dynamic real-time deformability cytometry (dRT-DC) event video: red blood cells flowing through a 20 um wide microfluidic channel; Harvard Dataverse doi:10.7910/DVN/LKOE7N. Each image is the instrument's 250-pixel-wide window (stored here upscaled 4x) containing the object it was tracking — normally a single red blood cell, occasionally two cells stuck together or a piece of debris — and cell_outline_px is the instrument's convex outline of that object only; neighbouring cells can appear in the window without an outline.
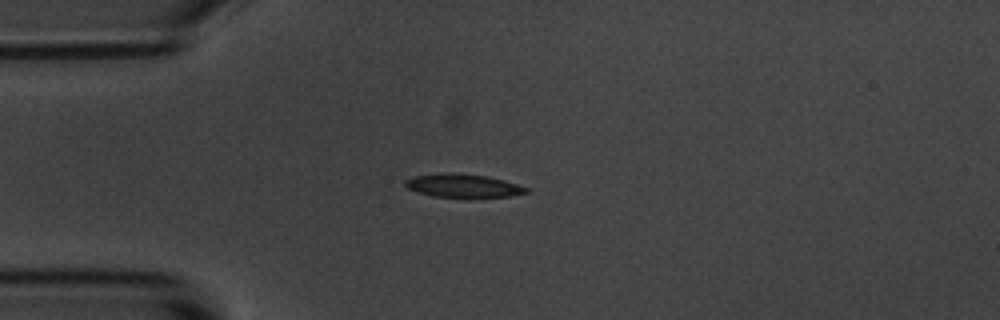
{"species": "common noctule bat (a hibernating species)", "species_latin": "Nyctalus noctula", "temperature_condition": "room temperature", "stored_images_in_passage": 6, "camera_frame_rate_fps": 3000, "um_per_image_px": 0.085, "animal": {"sex": "male", "body_mass_g": 20.1, "forearm_length_mm": 53.5}, "frame": {"image": 1, "passage_image": 3, "time_ms": 2.333, "image_size_px": [1000, 320], "cell_outline_px": [[528, 192], [508, 196], [432, 196], [416, 192], [408, 188], [404, 184], [404, 180], [412, 176], [448, 172], [452, 172], [488, 176], [504, 180], [528, 188]], "centroid_in_image_um": [39.29, 15.75], "position_along_channel_um": 45.7, "area_um2": 16.18}}
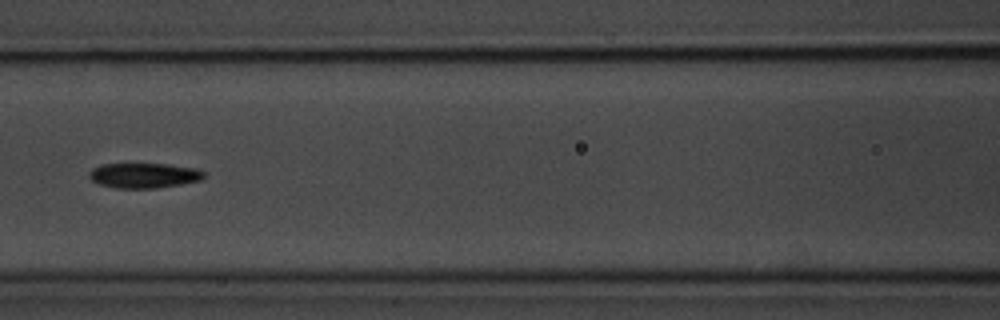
{"frame": {"image": 2, "passage_image": 6, "time_ms": 5.667, "image_size_px": [1000, 320], "cell_outline_px": [[204, 176], [200, 180], [180, 184], [156, 188], [116, 188], [100, 184], [92, 180], [88, 176], [88, 172], [92, 168], [100, 164], [168, 164], [196, 168], [204, 172]], "centroid_in_image_um": [12.2, 14.91], "position_along_channel_um": 154.4, "area_um2": 16.7}}